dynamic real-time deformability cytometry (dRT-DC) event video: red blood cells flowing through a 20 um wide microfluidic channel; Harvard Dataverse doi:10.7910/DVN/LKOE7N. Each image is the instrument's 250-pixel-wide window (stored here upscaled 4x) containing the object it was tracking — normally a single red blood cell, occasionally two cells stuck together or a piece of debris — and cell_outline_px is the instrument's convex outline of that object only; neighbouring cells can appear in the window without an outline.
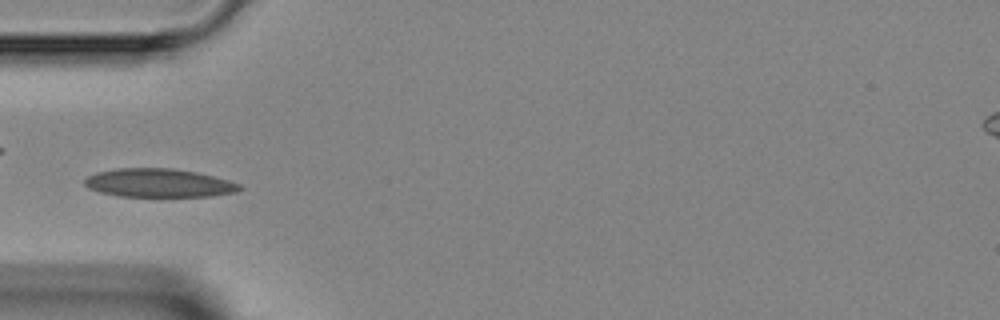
{"species": "Egyptian fruit bat (a non-hibernating species)", "species_latin": "Rousettus aegyptiacus", "temperature_condition": "room temperature", "stored_images_in_passage": 5, "camera_frame_rate_fps": 3000, "um_per_image_px": 0.085, "animal": {"sex": "female"}, "frame": {"image": 1, "passage_image": 4, "time_ms": 3.333, "image_size_px": [1000, 320], "cell_outline_px": [[244, 188], [236, 192], [212, 196], [120, 196], [100, 192], [88, 188], [84, 184], [84, 180], [88, 176], [96, 172], [116, 168], [172, 168], [196, 172], [228, 180], [240, 184]], "centroid_in_image_um": [13.49, 15.55], "position_along_channel_um": 71.5, "area_um2": 25.72}}
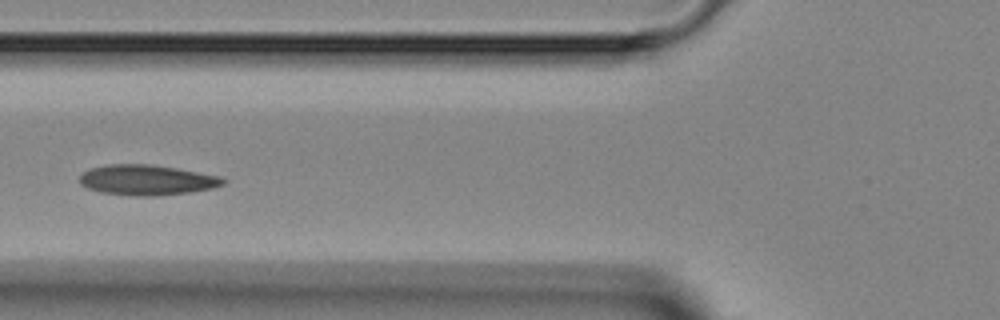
{"frame": {"image": 2, "passage_image": 5, "time_ms": 4.333, "image_size_px": [1000, 320], "cell_outline_px": [[228, 180], [224, 184], [212, 188], [188, 192], [156, 196], [132, 196], [100, 192], [88, 188], [80, 184], [80, 176], [84, 172], [92, 168], [108, 164], [152, 164], [176, 168], [220, 176]], "centroid_in_image_um": [12.49, 15.3], "position_along_channel_um": 113.3, "area_um2": 25.32}}